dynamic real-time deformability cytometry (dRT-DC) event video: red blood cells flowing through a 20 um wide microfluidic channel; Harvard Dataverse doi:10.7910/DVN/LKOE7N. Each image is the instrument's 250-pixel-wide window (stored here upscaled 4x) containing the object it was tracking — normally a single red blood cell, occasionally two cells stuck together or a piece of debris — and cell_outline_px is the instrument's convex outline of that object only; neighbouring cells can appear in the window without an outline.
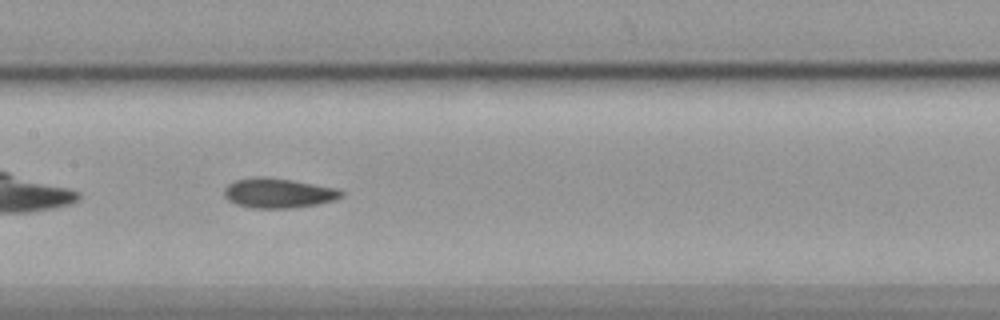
{"species": "common noctule bat (a hibernating species)", "species_latin": "Nyctalus noctula", "temperature_condition": "cold", "stored_images_in_passage": 41, "camera_frame_rate_fps": 3000, "um_per_image_px": 0.085, "animal": {"sex": "female", "body_mass_g": 19.9}, "frame": {"image": 1, "passage_image": 12, "time_ms": 3.667, "image_size_px": [1000, 320], "cell_outline_px": [[344, 196], [336, 200], [316, 204], [292, 208], [252, 208], [236, 204], [228, 200], [224, 196], [224, 188], [228, 184], [236, 180], [292, 180], [336, 188], [344, 192]], "centroid_in_image_um": [23.72, 16.47], "position_along_channel_um": 183.7, "area_um2": 19.48}}
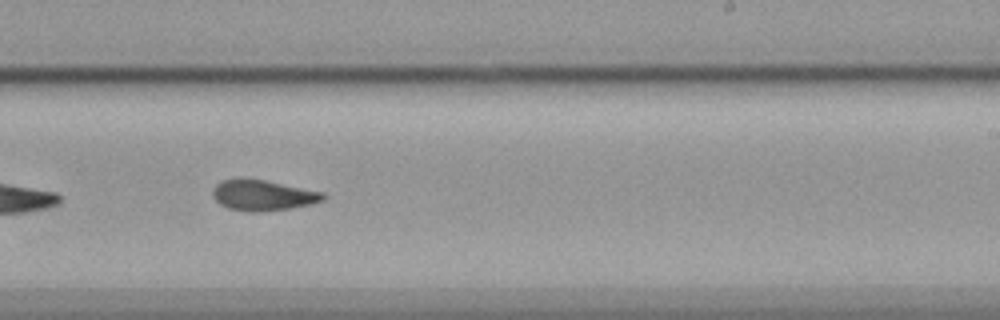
{"frame": {"image": 2, "passage_image": 19, "time_ms": 6.0, "image_size_px": [1000, 320], "cell_outline_px": [[328, 196], [324, 200], [308, 204], [288, 208], [260, 212], [248, 212], [228, 208], [220, 204], [212, 196], [212, 188], [216, 184], [224, 180], [264, 180], [324, 192]], "centroid_in_image_um": [22.35, 16.62], "position_along_channel_um": 266.6, "area_um2": 19.36}}
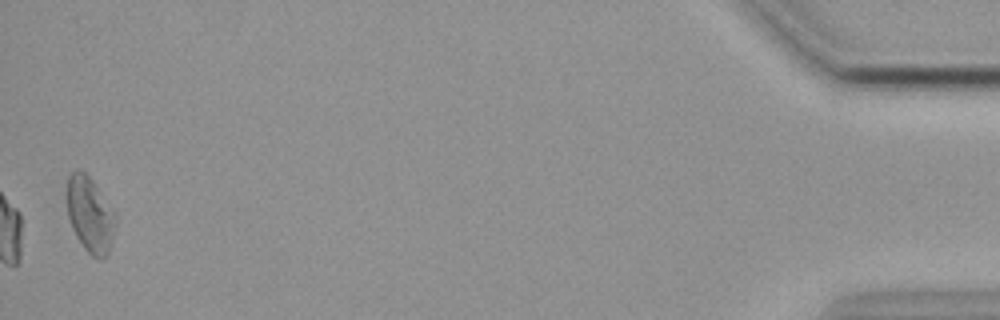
{"frame": {"image": 3, "passage_image": 40, "time_ms": 13.0, "image_size_px": [1000, 320], "cell_outline_px": [[116, 224], [108, 252], [104, 256], [92, 256], [84, 248], [76, 236], [72, 228], [68, 216], [64, 196], [64, 192], [68, 176], [72, 172], [80, 168], [92, 180], [116, 212]], "centroid_in_image_um": [7.61, 18.16], "position_along_channel_um": 427.6, "area_um2": 21.68}, "authors_computed_cell_mechanics": {"area_um2": 19.8832, "velocity_mm_per_s": 3.5803, "shape_relaxation_time_tau1_ms": null, "shape_relaxation_time_tau2_ms": 5.7103, "deformation_change_tau1": null, "deformation_change_tau2": 0.1146}}